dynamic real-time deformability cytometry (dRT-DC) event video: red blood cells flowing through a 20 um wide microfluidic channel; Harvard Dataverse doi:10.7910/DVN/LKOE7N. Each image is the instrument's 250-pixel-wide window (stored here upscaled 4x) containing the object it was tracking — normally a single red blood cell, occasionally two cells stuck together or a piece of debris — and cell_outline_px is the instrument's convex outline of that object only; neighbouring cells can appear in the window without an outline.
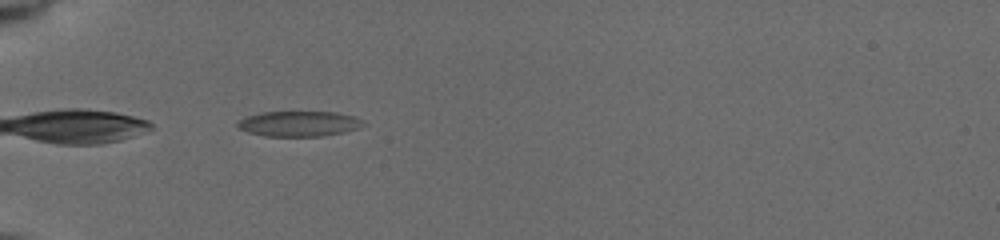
{"species": "common noctule bat (a hibernating species)", "species_latin": "Nyctalus noctula", "temperature_condition": "cold", "stored_images_in_passage": 5, "camera_frame_rate_fps": 3000, "um_per_image_px": 0.085, "animal": {"sex": "female", "body_mass_g": 19.5, "forearm_length_mm": 54.1}, "frame": {"image": 1, "passage_image": 1, "time_ms": 0.0, "image_size_px": [1000, 240], "cell_outline_px": [[368, 124], [344, 132], [320, 136], [264, 136], [248, 132], [240, 128], [236, 124], [240, 120], [248, 116], [260, 112], [336, 112], [352, 116]], "centroid_in_image_um": [25.4, 10.51], "position_along_channel_um": 59.6, "area_um2": 18.32}}
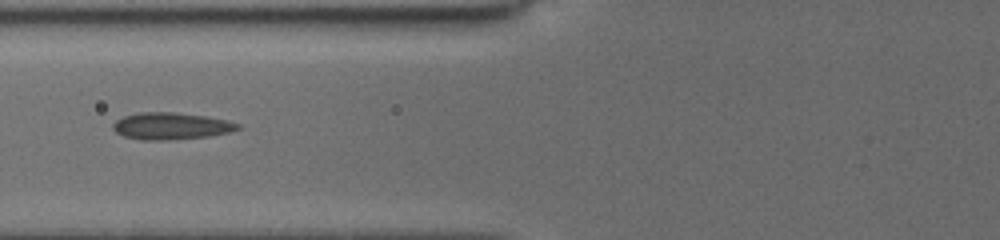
{"frame": {"image": 2, "passage_image": 3, "time_ms": 1.667, "image_size_px": [1000, 240], "cell_outline_px": [[240, 128], [228, 132], [208, 136], [172, 140], [140, 140], [124, 136], [116, 132], [112, 128], [112, 124], [116, 120], [124, 116], [140, 112], [172, 112], [208, 116], [228, 120], [240, 124]], "centroid_in_image_um": [14.53, 10.71], "position_along_channel_um": 111.3, "area_um2": 19.65}}
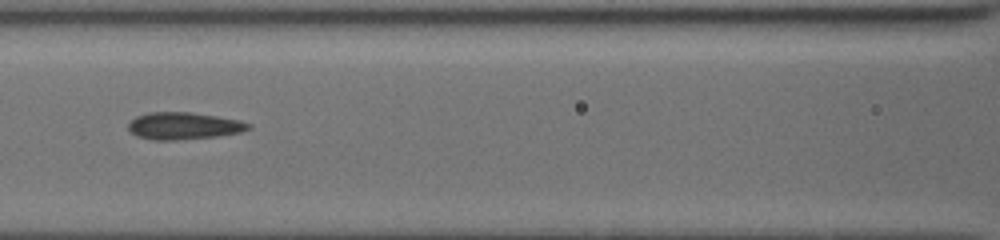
{"frame": {"image": 3, "passage_image": 4, "time_ms": 2.667, "image_size_px": [1000, 240], "cell_outline_px": [[252, 128], [240, 132], [216, 136], [172, 140], [156, 140], [136, 136], [128, 128], [128, 124], [136, 116], [148, 112], [192, 112], [240, 120], [252, 124]], "centroid_in_image_um": [15.63, 10.69], "position_along_channel_um": 151.0, "area_um2": 18.9}}